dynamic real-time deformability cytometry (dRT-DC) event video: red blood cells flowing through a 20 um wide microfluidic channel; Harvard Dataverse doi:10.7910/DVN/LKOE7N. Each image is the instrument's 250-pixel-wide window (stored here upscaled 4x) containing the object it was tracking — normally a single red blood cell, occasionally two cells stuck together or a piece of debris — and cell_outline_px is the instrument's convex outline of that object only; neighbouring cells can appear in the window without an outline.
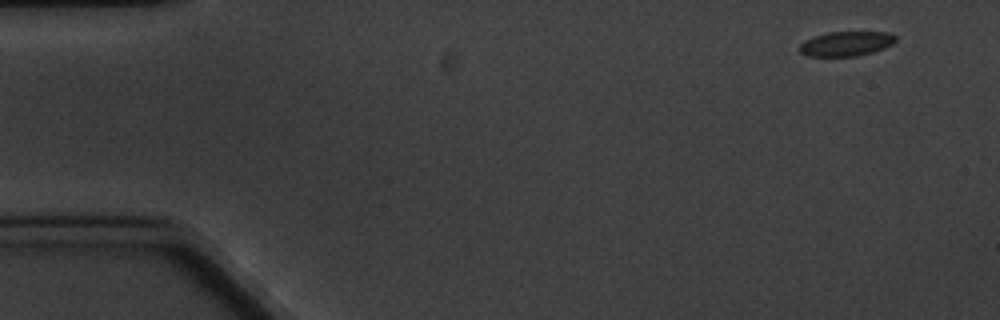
{"species": "common noctule bat (a hibernating species)", "species_latin": "Nyctalus noctula", "temperature_condition": "cold", "stored_images_in_passage": 5, "camera_frame_rate_fps": 3000, "um_per_image_px": 0.085, "animal": {"sex": "male", "body_mass_g": 20.1, "forearm_length_mm": 53.5}, "frame": {"image": 1, "passage_image": 1, "time_ms": 0.0, "image_size_px": [1000, 320], "cell_outline_px": [[896, 40], [892, 44], [884, 48], [872, 52], [856, 56], [808, 56], [800, 52], [800, 44], [804, 40], [828, 32], [888, 32], [896, 36]], "centroid_in_image_um": [71.93, 3.71], "position_along_channel_um": 13.1, "area_um2": 13.7}}